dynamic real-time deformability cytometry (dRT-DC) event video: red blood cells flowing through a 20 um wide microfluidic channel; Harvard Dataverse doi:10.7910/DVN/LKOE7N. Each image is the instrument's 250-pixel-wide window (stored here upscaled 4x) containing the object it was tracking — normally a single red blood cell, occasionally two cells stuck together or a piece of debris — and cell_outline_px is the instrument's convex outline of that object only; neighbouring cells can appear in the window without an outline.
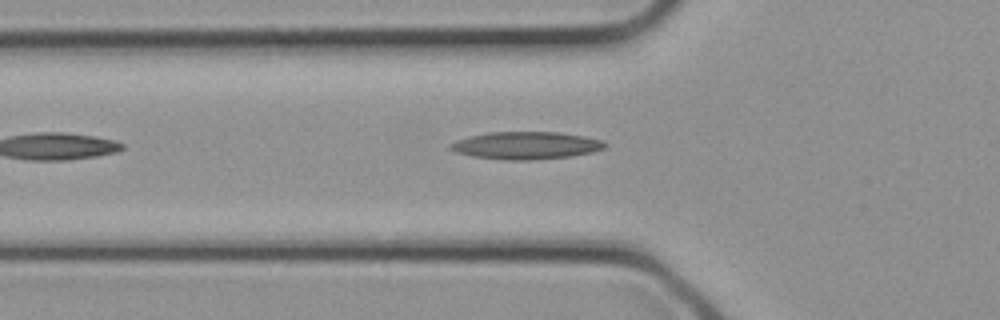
{"species": "common noctule bat (a hibernating species)", "species_latin": "Nyctalus noctula", "temperature_condition": "cold", "stored_images_in_passage": 11, "camera_frame_rate_fps": 3000, "um_per_image_px": 0.085, "animal": {"sex": "female", "body_mass_g": 21.9}, "frame": {"image": 1, "passage_image": 11, "time_ms": 3.333, "image_size_px": [1000, 320], "cell_outline_px": [[608, 144], [604, 148], [592, 152], [572, 156], [532, 160], [504, 160], [472, 156], [456, 152], [448, 148], [448, 144], [456, 140], [488, 132], [560, 132], [584, 136], [604, 140]], "centroid_in_image_um": [44.73, 12.36], "position_along_channel_um": 81.1, "area_um2": 24.91}}